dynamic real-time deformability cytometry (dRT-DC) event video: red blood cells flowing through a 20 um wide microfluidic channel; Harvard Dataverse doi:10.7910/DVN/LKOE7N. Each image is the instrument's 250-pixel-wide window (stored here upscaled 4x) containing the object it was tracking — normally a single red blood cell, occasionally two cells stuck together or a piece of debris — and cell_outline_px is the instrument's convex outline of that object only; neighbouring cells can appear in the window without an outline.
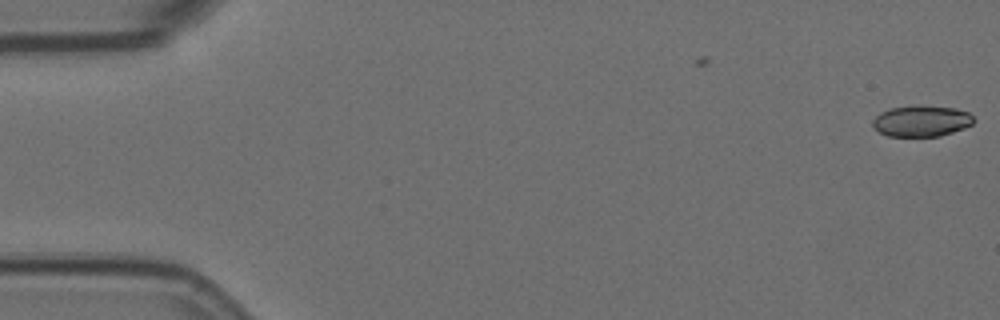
{"species": "Egyptian fruit bat (a non-hibernating species)", "species_latin": "Rousettus aegyptiacus", "temperature_condition": "room temperature", "stored_images_in_passage": 2, "camera_frame_rate_fps": 3000, "um_per_image_px": 0.085, "animal": {"sex": "female"}, "frame": {"image": 1, "passage_image": 2, "time_ms": 0.333, "image_size_px": [1000, 320], "cell_outline_px": [[976, 120], [972, 124], [964, 128], [940, 136], [888, 136], [872, 128], [872, 120], [880, 112], [888, 108], [920, 104], [956, 108], [968, 112]], "centroid_in_image_um": [78.31, 10.26], "position_along_channel_um": 6.7, "area_um2": 18.67}}